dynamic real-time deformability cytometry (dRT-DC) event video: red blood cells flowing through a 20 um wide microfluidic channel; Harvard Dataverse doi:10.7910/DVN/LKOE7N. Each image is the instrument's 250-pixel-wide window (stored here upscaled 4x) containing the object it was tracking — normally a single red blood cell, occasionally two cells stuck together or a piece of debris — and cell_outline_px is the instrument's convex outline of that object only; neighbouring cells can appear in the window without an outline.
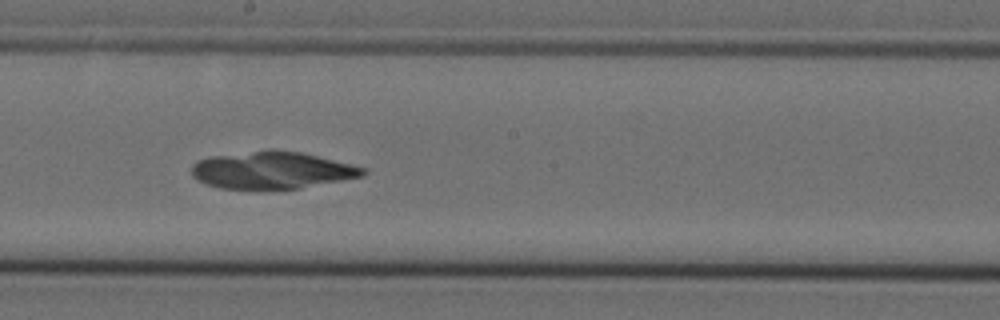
{"species": "Egyptian fruit bat (a non-hibernating species)", "species_latin": "Rousettus aegyptiacus", "temperature_condition": "cold", "stored_images_in_passage": 54, "camera_frame_rate_fps": 3000, "um_per_image_px": 0.085, "animal": {"sex": "female"}, "frame": {"image": 1, "passage_image": 30, "time_ms": 9.667, "image_size_px": [1000, 320], "cell_outline_px": [[368, 172], [364, 176], [300, 188], [260, 192], [256, 192], [220, 188], [204, 184], [192, 176], [192, 164], [196, 160], [212, 156], [256, 152], [300, 152], [352, 164], [368, 168]], "centroid_in_image_um": [23.12, 14.54], "position_along_channel_um": 225.1, "area_um2": 37.4}}
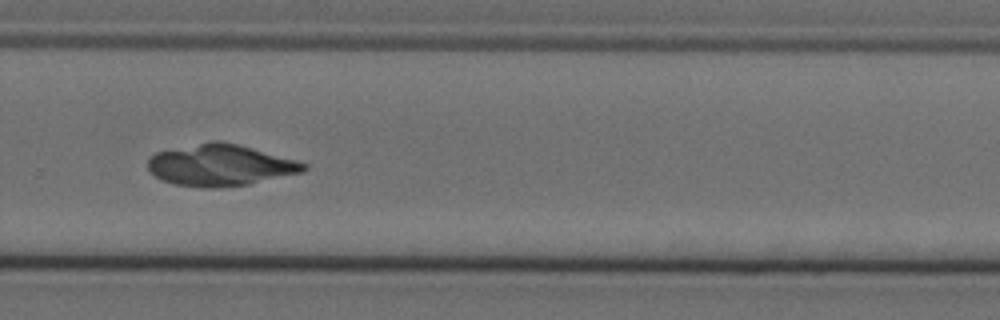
{"frame": {"image": 2, "passage_image": 37, "time_ms": 12.0, "image_size_px": [1000, 320], "cell_outline_px": [[308, 168], [304, 172], [248, 184], [220, 188], [200, 188], [176, 184], [160, 180], [148, 168], [148, 156], [156, 152], [212, 140], [220, 140], [236, 144], [308, 164]], "centroid_in_image_um": [18.69, 14.05], "position_along_channel_um": 311.1, "area_um2": 37.51}}
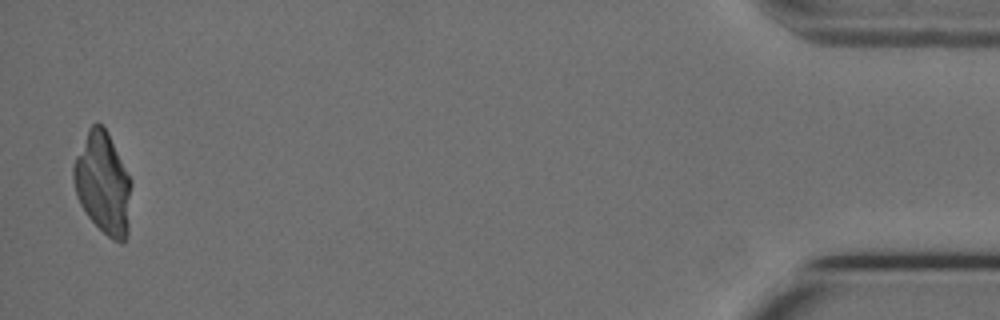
{"frame": {"image": 3, "passage_image": 53, "time_ms": 17.333, "image_size_px": [1000, 320], "cell_outline_px": [[132, 184], [128, 232], [124, 244], [120, 244], [112, 240], [88, 216], [80, 204], [76, 196], [72, 176], [72, 168], [76, 156], [88, 128], [92, 124], [100, 124], [108, 132]], "centroid_in_image_um": [8.75, 15.62], "position_along_channel_um": 426.4, "area_um2": 34.16}}